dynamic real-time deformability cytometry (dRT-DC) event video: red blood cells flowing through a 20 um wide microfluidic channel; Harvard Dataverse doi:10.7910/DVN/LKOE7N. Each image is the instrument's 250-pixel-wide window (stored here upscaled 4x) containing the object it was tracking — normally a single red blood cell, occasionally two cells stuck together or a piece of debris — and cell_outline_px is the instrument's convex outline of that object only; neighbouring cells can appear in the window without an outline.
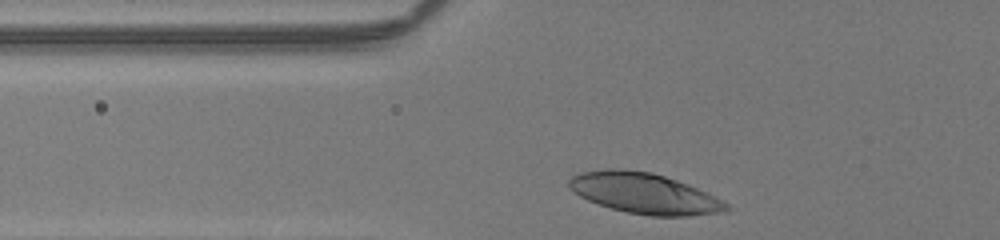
{"species": "human", "species_latin": "Homo sapiens", "temperature_condition": "room temperature", "stored_images_in_passage": 27, "camera_frame_rate_fps": 3000, "um_per_image_px": 0.085, "donor": {"sex": "male"}, "frame": {"image": 1, "passage_image": 2, "time_ms": 0.333, "image_size_px": [1000, 240], "cell_outline_px": [[736, 208], [724, 212], [688, 216], [652, 216], [628, 212], [612, 208], [588, 200], [580, 196], [568, 184], [568, 180], [572, 176], [580, 172], [608, 168], [620, 168], [652, 172], [676, 180], [696, 188], [724, 200]], "centroid_in_image_um": [54.83, 16.43], "position_along_channel_um": 71.0, "area_um2": 37.22}}
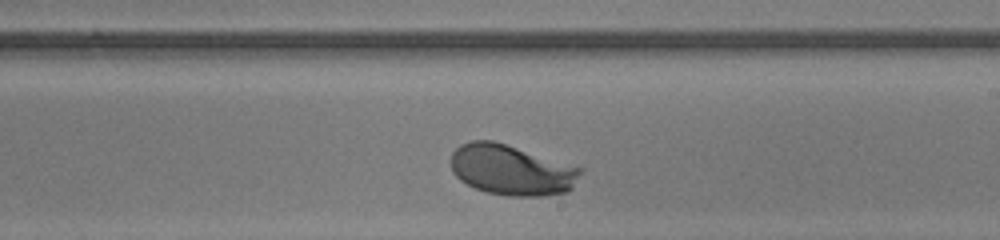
{"frame": {"image": 2, "passage_image": 16, "time_ms": 5.0, "image_size_px": [1000, 240], "cell_outline_px": [[580, 172], [572, 188], [568, 192], [544, 196], [508, 196], [488, 192], [476, 188], [460, 180], [452, 172], [452, 152], [460, 144], [468, 140], [492, 140], [580, 168]], "centroid_in_image_um": [43.42, 14.45], "position_along_channel_um": 245.6, "area_um2": 37.51}}
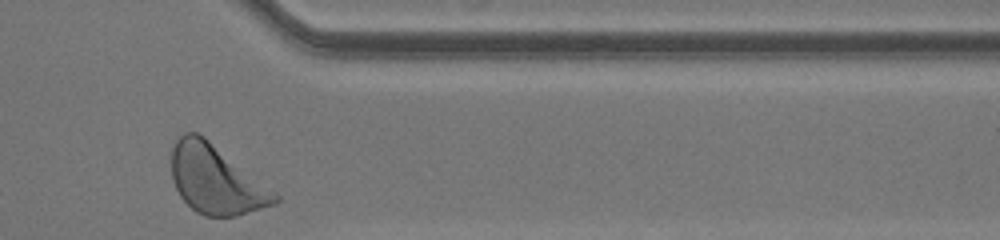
{"frame": {"image": 3, "passage_image": 27, "time_ms": 8.667, "image_size_px": [1000, 240], "cell_outline_px": [[280, 200], [276, 204], [236, 216], [204, 216], [196, 212], [180, 196], [172, 180], [172, 148], [176, 140], [184, 132], [196, 132], [204, 136], [276, 192], [280, 196]], "centroid_in_image_um": [18.36, 15.27], "position_along_channel_um": 393.0, "area_um2": 41.15}, "authors_computed_cell_mechanics": {"area_um2": 37.5122, "velocity_mm_per_s": 4.0514, "shape_relaxation_time_tau1_ms": 1.9772, "shape_relaxation_time_tau2_ms": null, "deformation_change_tau1": 0.1719, "deformation_change_tau2": null}}